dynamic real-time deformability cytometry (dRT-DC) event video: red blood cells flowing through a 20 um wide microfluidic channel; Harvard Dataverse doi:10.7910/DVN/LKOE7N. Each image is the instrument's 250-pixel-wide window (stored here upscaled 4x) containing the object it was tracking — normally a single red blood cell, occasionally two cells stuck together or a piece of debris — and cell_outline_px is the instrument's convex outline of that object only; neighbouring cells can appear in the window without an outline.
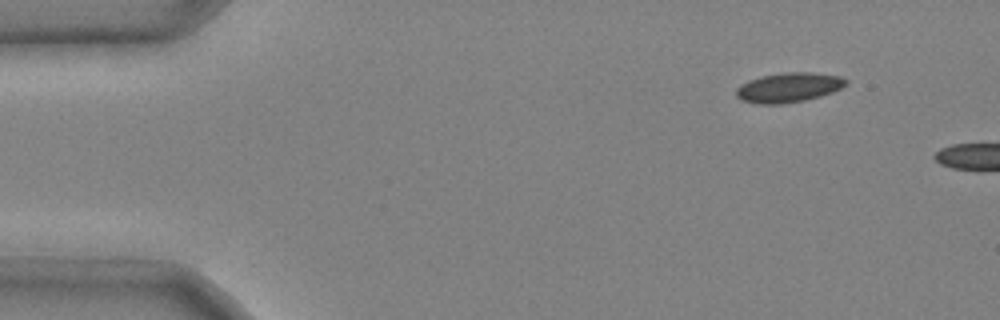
{"species": "common noctule bat (a hibernating species)", "species_latin": "Nyctalus noctula", "temperature_condition": "cold", "stored_images_in_passage": 2, "camera_frame_rate_fps": 3000, "um_per_image_px": 0.085, "animal": {"sex": "male", "body_mass_g": 20.4}, "frame": {"image": 1, "passage_image": 1, "time_ms": 0.0, "image_size_px": [1000, 320], "cell_outline_px": [[848, 84], [832, 92], [820, 96], [804, 100], [780, 104], [756, 104], [740, 100], [736, 96], [736, 88], [740, 84], [748, 80], [764, 76], [788, 72], [812, 72], [840, 76], [848, 80]], "centroid_in_image_um": [67.02, 7.44], "position_along_channel_um": 18.0, "area_um2": 18.96}}